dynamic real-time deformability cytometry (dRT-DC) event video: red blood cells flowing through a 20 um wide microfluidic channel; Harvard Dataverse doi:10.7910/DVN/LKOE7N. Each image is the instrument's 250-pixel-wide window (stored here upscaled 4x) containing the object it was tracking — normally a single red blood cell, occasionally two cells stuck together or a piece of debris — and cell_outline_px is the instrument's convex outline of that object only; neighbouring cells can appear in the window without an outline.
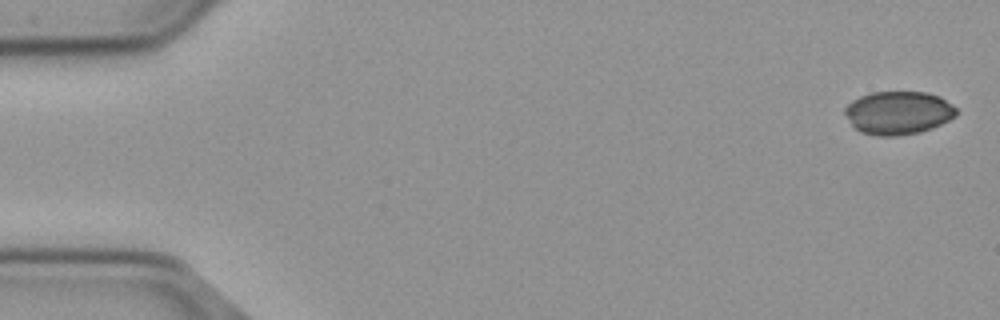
{"species": "common noctule bat (a hibernating species)", "species_latin": "Nyctalus noctula", "temperature_condition": "cold", "stored_images_in_passage": 50, "camera_frame_rate_fps": 3000, "um_per_image_px": 0.085, "animal": {"sex": "male", "body_mass_g": 23.1, "forearm_length_mm": 52.7}, "frame": {"image": 1, "passage_image": 1, "time_ms": 0.0, "image_size_px": [1000, 320], "cell_outline_px": [[956, 116], [932, 128], [920, 132], [896, 136], [880, 136], [860, 132], [852, 124], [844, 112], [844, 108], [852, 100], [860, 96], [872, 92], [928, 92], [940, 96], [952, 104], [956, 108]], "centroid_in_image_um": [76.36, 9.58], "position_along_channel_um": 8.6, "area_um2": 28.03}}
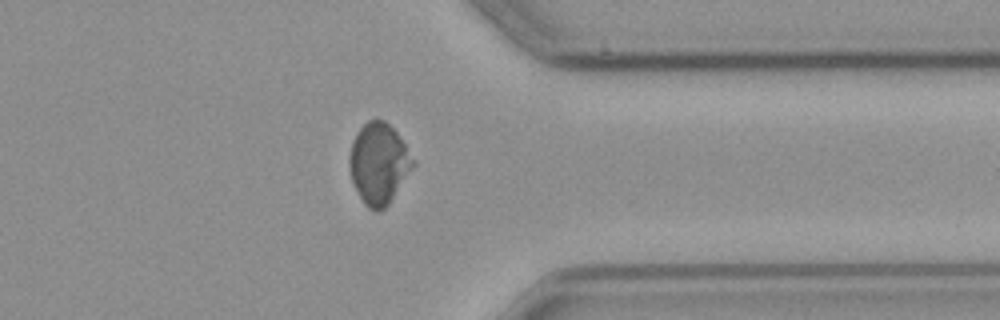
{"frame": {"image": 2, "passage_image": 43, "time_ms": 14.0, "image_size_px": [1000, 320], "cell_outline_px": [[416, 164], [388, 204], [384, 208], [376, 212], [368, 208], [364, 204], [352, 184], [348, 164], [348, 160], [352, 140], [356, 132], [368, 120], [384, 120], [396, 132], [416, 160]], "centroid_in_image_um": [32.18, 13.91], "position_along_channel_um": 379.2, "area_um2": 30.17}}